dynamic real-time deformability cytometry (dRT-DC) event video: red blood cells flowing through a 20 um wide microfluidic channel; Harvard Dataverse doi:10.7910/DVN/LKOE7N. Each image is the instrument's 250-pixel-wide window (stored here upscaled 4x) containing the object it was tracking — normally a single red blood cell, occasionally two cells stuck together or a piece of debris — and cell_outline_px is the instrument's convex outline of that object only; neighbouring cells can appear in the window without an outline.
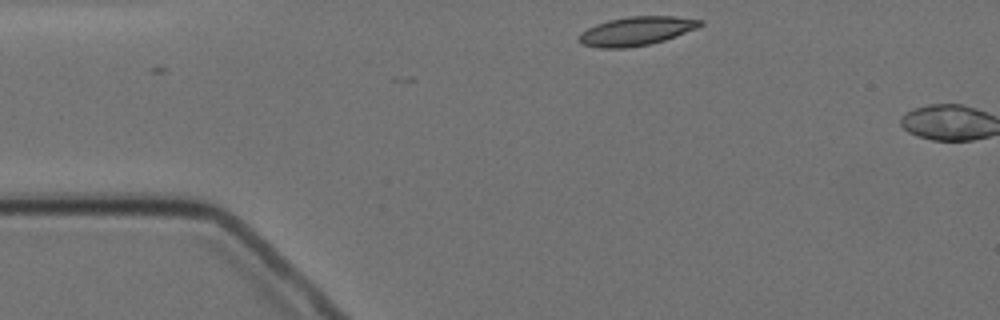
{"species": "Egyptian fruit bat (a non-hibernating species)", "species_latin": "Rousettus aegyptiacus", "temperature_condition": "cold", "stored_images_in_passage": 2, "camera_frame_rate_fps": 3000, "um_per_image_px": 0.085, "animal": {"sex": "female"}, "frame": {"image": 1, "passage_image": 1, "time_ms": 0.0, "image_size_px": [1000, 320], "cell_outline_px": [[704, 24], [696, 28], [676, 36], [652, 44], [628, 48], [600, 48], [580, 44], [576, 40], [576, 36], [580, 32], [596, 24], [608, 20], [628, 16], [676, 16], [704, 20]], "centroid_in_image_um": [54.05, 2.65], "position_along_channel_um": 30.9, "area_um2": 20.69}}